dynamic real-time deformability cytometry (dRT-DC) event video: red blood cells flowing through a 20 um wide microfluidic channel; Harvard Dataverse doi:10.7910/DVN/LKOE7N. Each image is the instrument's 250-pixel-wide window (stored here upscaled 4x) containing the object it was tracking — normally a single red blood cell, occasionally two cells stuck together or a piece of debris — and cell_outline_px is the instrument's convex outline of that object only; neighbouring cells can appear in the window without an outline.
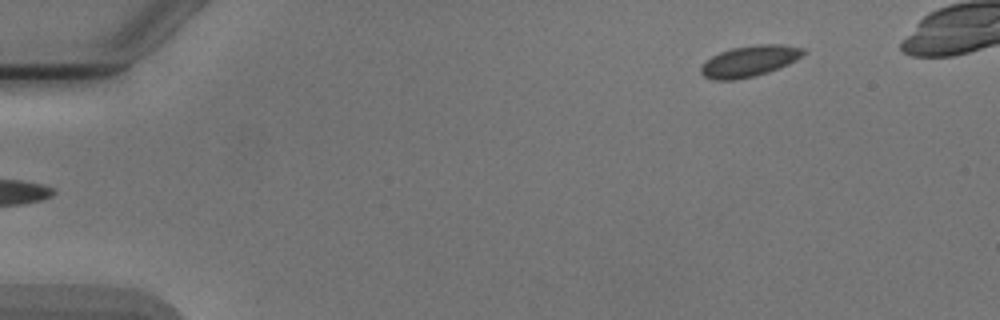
{"species": "Egyptian fruit bat (a non-hibernating species)", "species_latin": "Rousettus aegyptiacus", "temperature_condition": "cold", "stored_images_in_passage": 2, "camera_frame_rate_fps": 3000, "um_per_image_px": 0.085, "animal": {"sex": "male"}, "frame": {"image": 1, "passage_image": 2, "time_ms": 1.333, "image_size_px": [1000, 320], "cell_outline_px": [[808, 52], [796, 60], [788, 64], [768, 72], [756, 76], [736, 80], [716, 80], [704, 76], [700, 72], [700, 68], [712, 56], [720, 52], [732, 48], [760, 44], [784, 44], [804, 48]], "centroid_in_image_um": [63.75, 5.19], "position_along_channel_um": 21.2, "area_um2": 18.55}}